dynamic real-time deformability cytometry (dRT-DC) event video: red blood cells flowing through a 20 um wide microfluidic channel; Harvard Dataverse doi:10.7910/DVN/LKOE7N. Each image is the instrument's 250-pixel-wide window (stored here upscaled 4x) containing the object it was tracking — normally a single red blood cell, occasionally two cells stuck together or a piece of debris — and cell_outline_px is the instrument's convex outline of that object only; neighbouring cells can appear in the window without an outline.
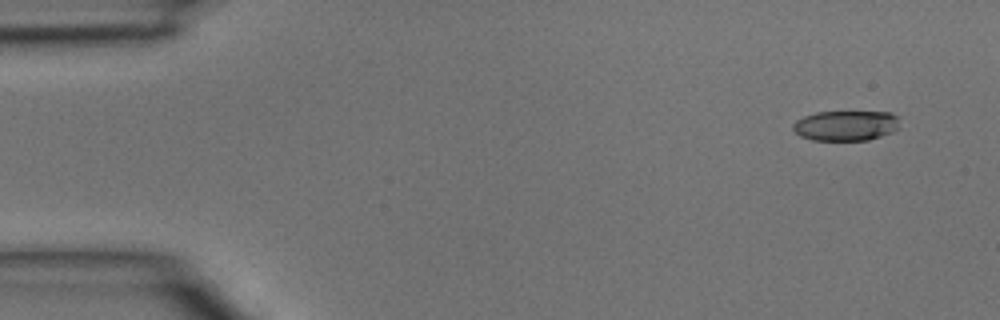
{"species": "common noctule bat (a hibernating species)", "species_latin": "Nyctalus noctula", "temperature_condition": "room temperature", "stored_images_in_passage": 4, "camera_frame_rate_fps": 3000, "um_per_image_px": 0.085, "animal": {"sex": "male", "body_mass_g": 15.6}, "frame": {"image": 1, "passage_image": 1, "time_ms": 0.0, "image_size_px": [1000, 320], "cell_outline_px": [[900, 128], [896, 132], [868, 140], [812, 140], [800, 136], [792, 128], [792, 124], [796, 120], [804, 116], [816, 112], [892, 112], [896, 116]], "centroid_in_image_um": [71.92, 10.68], "position_along_channel_um": 13.1, "area_um2": 18.96}}
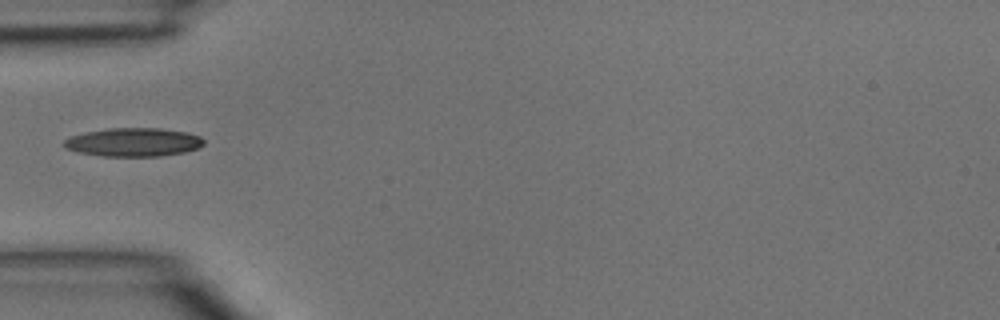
{"frame": {"image": 2, "passage_image": 4, "time_ms": 1.0, "image_size_px": [1000, 320], "cell_outline_px": [[204, 144], [196, 148], [184, 152], [160, 156], [104, 156], [80, 152], [68, 148], [60, 144], [64, 140], [72, 136], [88, 132], [108, 128], [160, 128], [188, 132], [200, 136], [204, 140]], "centroid_in_image_um": [11.37, 12.08], "position_along_channel_um": 73.6, "area_um2": 23.06}}